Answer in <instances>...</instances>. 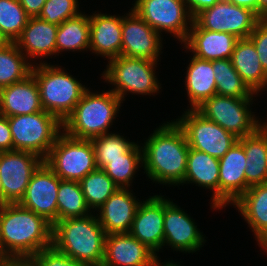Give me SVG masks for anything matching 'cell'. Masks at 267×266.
Segmentation results:
<instances>
[{
	"label": "cell",
	"instance_id": "1",
	"mask_svg": "<svg viewBox=\"0 0 267 266\" xmlns=\"http://www.w3.org/2000/svg\"><path fill=\"white\" fill-rule=\"evenodd\" d=\"M142 145V166L147 177L158 184L181 185L187 169L189 146L176 121L160 125Z\"/></svg>",
	"mask_w": 267,
	"mask_h": 266
},
{
	"label": "cell",
	"instance_id": "2",
	"mask_svg": "<svg viewBox=\"0 0 267 266\" xmlns=\"http://www.w3.org/2000/svg\"><path fill=\"white\" fill-rule=\"evenodd\" d=\"M53 225L18 203L0 205V250L4 258L31 259L52 246Z\"/></svg>",
	"mask_w": 267,
	"mask_h": 266
},
{
	"label": "cell",
	"instance_id": "3",
	"mask_svg": "<svg viewBox=\"0 0 267 266\" xmlns=\"http://www.w3.org/2000/svg\"><path fill=\"white\" fill-rule=\"evenodd\" d=\"M106 235L94 214L66 218L53 225L52 245L87 266H101Z\"/></svg>",
	"mask_w": 267,
	"mask_h": 266
},
{
	"label": "cell",
	"instance_id": "4",
	"mask_svg": "<svg viewBox=\"0 0 267 266\" xmlns=\"http://www.w3.org/2000/svg\"><path fill=\"white\" fill-rule=\"evenodd\" d=\"M122 103L110 89L94 93L88 88L62 123V130L71 137L88 140L110 133V126L116 120Z\"/></svg>",
	"mask_w": 267,
	"mask_h": 266
},
{
	"label": "cell",
	"instance_id": "5",
	"mask_svg": "<svg viewBox=\"0 0 267 266\" xmlns=\"http://www.w3.org/2000/svg\"><path fill=\"white\" fill-rule=\"evenodd\" d=\"M41 60L33 64L31 74L38 85L44 111L55 115L62 123L73 112L88 89L59 65Z\"/></svg>",
	"mask_w": 267,
	"mask_h": 266
},
{
	"label": "cell",
	"instance_id": "6",
	"mask_svg": "<svg viewBox=\"0 0 267 266\" xmlns=\"http://www.w3.org/2000/svg\"><path fill=\"white\" fill-rule=\"evenodd\" d=\"M158 61L144 58L119 56L108 61L102 77L106 83L114 85L110 89L121 101L126 94L154 95L159 93L161 84L155 74ZM160 84V85H159Z\"/></svg>",
	"mask_w": 267,
	"mask_h": 266
},
{
	"label": "cell",
	"instance_id": "7",
	"mask_svg": "<svg viewBox=\"0 0 267 266\" xmlns=\"http://www.w3.org/2000/svg\"><path fill=\"white\" fill-rule=\"evenodd\" d=\"M13 138V150L28 151L45 159L61 129L62 122L47 111L7 117Z\"/></svg>",
	"mask_w": 267,
	"mask_h": 266
},
{
	"label": "cell",
	"instance_id": "8",
	"mask_svg": "<svg viewBox=\"0 0 267 266\" xmlns=\"http://www.w3.org/2000/svg\"><path fill=\"white\" fill-rule=\"evenodd\" d=\"M254 95L257 93H254L250 98L215 94L206 99L196 110L205 118L215 122L240 139L254 133L263 125L250 108L253 104V98L256 97Z\"/></svg>",
	"mask_w": 267,
	"mask_h": 266
},
{
	"label": "cell",
	"instance_id": "9",
	"mask_svg": "<svg viewBox=\"0 0 267 266\" xmlns=\"http://www.w3.org/2000/svg\"><path fill=\"white\" fill-rule=\"evenodd\" d=\"M44 162L61 180L81 181L97 169L90 140L71 137L64 131L57 137Z\"/></svg>",
	"mask_w": 267,
	"mask_h": 266
},
{
	"label": "cell",
	"instance_id": "10",
	"mask_svg": "<svg viewBox=\"0 0 267 266\" xmlns=\"http://www.w3.org/2000/svg\"><path fill=\"white\" fill-rule=\"evenodd\" d=\"M185 133L189 148L222 158L238 141L232 133L205 118L196 109H187L176 119Z\"/></svg>",
	"mask_w": 267,
	"mask_h": 266
},
{
	"label": "cell",
	"instance_id": "11",
	"mask_svg": "<svg viewBox=\"0 0 267 266\" xmlns=\"http://www.w3.org/2000/svg\"><path fill=\"white\" fill-rule=\"evenodd\" d=\"M131 9L160 35L173 34L181 44L193 23L184 0H136Z\"/></svg>",
	"mask_w": 267,
	"mask_h": 266
},
{
	"label": "cell",
	"instance_id": "12",
	"mask_svg": "<svg viewBox=\"0 0 267 266\" xmlns=\"http://www.w3.org/2000/svg\"><path fill=\"white\" fill-rule=\"evenodd\" d=\"M261 18L251 9L237 6L228 0H219L212 7L202 10L193 21L208 31L227 32L239 39L250 36Z\"/></svg>",
	"mask_w": 267,
	"mask_h": 266
},
{
	"label": "cell",
	"instance_id": "13",
	"mask_svg": "<svg viewBox=\"0 0 267 266\" xmlns=\"http://www.w3.org/2000/svg\"><path fill=\"white\" fill-rule=\"evenodd\" d=\"M44 162L39 155L20 150L0 152V180L3 204L18 203L33 173Z\"/></svg>",
	"mask_w": 267,
	"mask_h": 266
},
{
	"label": "cell",
	"instance_id": "14",
	"mask_svg": "<svg viewBox=\"0 0 267 266\" xmlns=\"http://www.w3.org/2000/svg\"><path fill=\"white\" fill-rule=\"evenodd\" d=\"M61 178L45 162L33 173L24 196L18 204L44 217L54 225L57 222V197Z\"/></svg>",
	"mask_w": 267,
	"mask_h": 266
},
{
	"label": "cell",
	"instance_id": "15",
	"mask_svg": "<svg viewBox=\"0 0 267 266\" xmlns=\"http://www.w3.org/2000/svg\"><path fill=\"white\" fill-rule=\"evenodd\" d=\"M195 224L190 215L164 197L163 247L170 246L173 251L189 254L200 250L206 240Z\"/></svg>",
	"mask_w": 267,
	"mask_h": 266
},
{
	"label": "cell",
	"instance_id": "16",
	"mask_svg": "<svg viewBox=\"0 0 267 266\" xmlns=\"http://www.w3.org/2000/svg\"><path fill=\"white\" fill-rule=\"evenodd\" d=\"M121 36V56L159 61L163 38L132 9L123 15Z\"/></svg>",
	"mask_w": 267,
	"mask_h": 266
},
{
	"label": "cell",
	"instance_id": "17",
	"mask_svg": "<svg viewBox=\"0 0 267 266\" xmlns=\"http://www.w3.org/2000/svg\"><path fill=\"white\" fill-rule=\"evenodd\" d=\"M129 233L157 254L164 241V196L140 202Z\"/></svg>",
	"mask_w": 267,
	"mask_h": 266
},
{
	"label": "cell",
	"instance_id": "18",
	"mask_svg": "<svg viewBox=\"0 0 267 266\" xmlns=\"http://www.w3.org/2000/svg\"><path fill=\"white\" fill-rule=\"evenodd\" d=\"M246 161L239 141L219 159V209L233 204L246 192Z\"/></svg>",
	"mask_w": 267,
	"mask_h": 266
},
{
	"label": "cell",
	"instance_id": "19",
	"mask_svg": "<svg viewBox=\"0 0 267 266\" xmlns=\"http://www.w3.org/2000/svg\"><path fill=\"white\" fill-rule=\"evenodd\" d=\"M157 254L130 233L106 235L101 266H153Z\"/></svg>",
	"mask_w": 267,
	"mask_h": 266
},
{
	"label": "cell",
	"instance_id": "20",
	"mask_svg": "<svg viewBox=\"0 0 267 266\" xmlns=\"http://www.w3.org/2000/svg\"><path fill=\"white\" fill-rule=\"evenodd\" d=\"M130 188H118L96 213L107 235L129 233L135 213L141 201ZM99 215V216H98Z\"/></svg>",
	"mask_w": 267,
	"mask_h": 266
},
{
	"label": "cell",
	"instance_id": "21",
	"mask_svg": "<svg viewBox=\"0 0 267 266\" xmlns=\"http://www.w3.org/2000/svg\"><path fill=\"white\" fill-rule=\"evenodd\" d=\"M238 40L239 38L227 32L201 29L193 21L188 36L182 44H184L185 49L193 53V56L203 60L214 61L231 59Z\"/></svg>",
	"mask_w": 267,
	"mask_h": 266
},
{
	"label": "cell",
	"instance_id": "22",
	"mask_svg": "<svg viewBox=\"0 0 267 266\" xmlns=\"http://www.w3.org/2000/svg\"><path fill=\"white\" fill-rule=\"evenodd\" d=\"M123 16L93 13L89 15V51L107 60L121 56Z\"/></svg>",
	"mask_w": 267,
	"mask_h": 266
},
{
	"label": "cell",
	"instance_id": "23",
	"mask_svg": "<svg viewBox=\"0 0 267 266\" xmlns=\"http://www.w3.org/2000/svg\"><path fill=\"white\" fill-rule=\"evenodd\" d=\"M35 77L0 89V114L6 117L32 114L43 111Z\"/></svg>",
	"mask_w": 267,
	"mask_h": 266
},
{
	"label": "cell",
	"instance_id": "24",
	"mask_svg": "<svg viewBox=\"0 0 267 266\" xmlns=\"http://www.w3.org/2000/svg\"><path fill=\"white\" fill-rule=\"evenodd\" d=\"M58 25L39 17L29 18L21 36L15 41L19 50L29 59L56 55Z\"/></svg>",
	"mask_w": 267,
	"mask_h": 266
},
{
	"label": "cell",
	"instance_id": "25",
	"mask_svg": "<svg viewBox=\"0 0 267 266\" xmlns=\"http://www.w3.org/2000/svg\"><path fill=\"white\" fill-rule=\"evenodd\" d=\"M232 205L243 216L262 247L267 242V183L249 187Z\"/></svg>",
	"mask_w": 267,
	"mask_h": 266
},
{
	"label": "cell",
	"instance_id": "26",
	"mask_svg": "<svg viewBox=\"0 0 267 266\" xmlns=\"http://www.w3.org/2000/svg\"><path fill=\"white\" fill-rule=\"evenodd\" d=\"M194 183L213 191L211 207L219 210V159L189 148L184 184Z\"/></svg>",
	"mask_w": 267,
	"mask_h": 266
},
{
	"label": "cell",
	"instance_id": "27",
	"mask_svg": "<svg viewBox=\"0 0 267 266\" xmlns=\"http://www.w3.org/2000/svg\"><path fill=\"white\" fill-rule=\"evenodd\" d=\"M238 141L246 154V191L249 187L267 183V126L261 125L254 133Z\"/></svg>",
	"mask_w": 267,
	"mask_h": 266
},
{
	"label": "cell",
	"instance_id": "28",
	"mask_svg": "<svg viewBox=\"0 0 267 266\" xmlns=\"http://www.w3.org/2000/svg\"><path fill=\"white\" fill-rule=\"evenodd\" d=\"M231 62L242 80L254 92L266 90L267 73L264 71L254 44L248 39H239L231 56Z\"/></svg>",
	"mask_w": 267,
	"mask_h": 266
},
{
	"label": "cell",
	"instance_id": "29",
	"mask_svg": "<svg viewBox=\"0 0 267 266\" xmlns=\"http://www.w3.org/2000/svg\"><path fill=\"white\" fill-rule=\"evenodd\" d=\"M190 59V63L186 67L184 82L190 109H196L206 99L216 94V82L213 61L199 59L195 56Z\"/></svg>",
	"mask_w": 267,
	"mask_h": 266
},
{
	"label": "cell",
	"instance_id": "30",
	"mask_svg": "<svg viewBox=\"0 0 267 266\" xmlns=\"http://www.w3.org/2000/svg\"><path fill=\"white\" fill-rule=\"evenodd\" d=\"M90 44L89 16L80 13L58 25L56 55L65 51H88Z\"/></svg>",
	"mask_w": 267,
	"mask_h": 266
},
{
	"label": "cell",
	"instance_id": "31",
	"mask_svg": "<svg viewBox=\"0 0 267 266\" xmlns=\"http://www.w3.org/2000/svg\"><path fill=\"white\" fill-rule=\"evenodd\" d=\"M33 64L15 42L0 47V89L25 80L31 75Z\"/></svg>",
	"mask_w": 267,
	"mask_h": 266
},
{
	"label": "cell",
	"instance_id": "32",
	"mask_svg": "<svg viewBox=\"0 0 267 266\" xmlns=\"http://www.w3.org/2000/svg\"><path fill=\"white\" fill-rule=\"evenodd\" d=\"M92 213L86 204L79 181L61 180L57 197V221L85 217Z\"/></svg>",
	"mask_w": 267,
	"mask_h": 266
},
{
	"label": "cell",
	"instance_id": "33",
	"mask_svg": "<svg viewBox=\"0 0 267 266\" xmlns=\"http://www.w3.org/2000/svg\"><path fill=\"white\" fill-rule=\"evenodd\" d=\"M213 71L217 95L250 98L254 94L235 70L231 59L214 60Z\"/></svg>",
	"mask_w": 267,
	"mask_h": 266
},
{
	"label": "cell",
	"instance_id": "34",
	"mask_svg": "<svg viewBox=\"0 0 267 266\" xmlns=\"http://www.w3.org/2000/svg\"><path fill=\"white\" fill-rule=\"evenodd\" d=\"M142 164V148L137 142L123 154V158L107 160V165L103 168V171L119 188H130L132 179H134L135 173L139 171L138 169L143 167Z\"/></svg>",
	"mask_w": 267,
	"mask_h": 266
},
{
	"label": "cell",
	"instance_id": "35",
	"mask_svg": "<svg viewBox=\"0 0 267 266\" xmlns=\"http://www.w3.org/2000/svg\"><path fill=\"white\" fill-rule=\"evenodd\" d=\"M80 182L85 201L89 209L94 212L119 188L115 182L103 171L96 169L88 173Z\"/></svg>",
	"mask_w": 267,
	"mask_h": 266
},
{
	"label": "cell",
	"instance_id": "36",
	"mask_svg": "<svg viewBox=\"0 0 267 266\" xmlns=\"http://www.w3.org/2000/svg\"><path fill=\"white\" fill-rule=\"evenodd\" d=\"M89 140L94 150L98 169H103L107 165V160L123 158V154L135 144L120 134L112 133V131Z\"/></svg>",
	"mask_w": 267,
	"mask_h": 266
},
{
	"label": "cell",
	"instance_id": "37",
	"mask_svg": "<svg viewBox=\"0 0 267 266\" xmlns=\"http://www.w3.org/2000/svg\"><path fill=\"white\" fill-rule=\"evenodd\" d=\"M29 18L18 0H0V31L9 42L21 36Z\"/></svg>",
	"mask_w": 267,
	"mask_h": 266
},
{
	"label": "cell",
	"instance_id": "38",
	"mask_svg": "<svg viewBox=\"0 0 267 266\" xmlns=\"http://www.w3.org/2000/svg\"><path fill=\"white\" fill-rule=\"evenodd\" d=\"M78 0H46L38 16L49 23L60 25L67 19L78 16Z\"/></svg>",
	"mask_w": 267,
	"mask_h": 266
},
{
	"label": "cell",
	"instance_id": "39",
	"mask_svg": "<svg viewBox=\"0 0 267 266\" xmlns=\"http://www.w3.org/2000/svg\"><path fill=\"white\" fill-rule=\"evenodd\" d=\"M31 260L34 266H87L58 251L53 245L42 249Z\"/></svg>",
	"mask_w": 267,
	"mask_h": 266
},
{
	"label": "cell",
	"instance_id": "40",
	"mask_svg": "<svg viewBox=\"0 0 267 266\" xmlns=\"http://www.w3.org/2000/svg\"><path fill=\"white\" fill-rule=\"evenodd\" d=\"M254 44L264 71L267 73V18H261L248 37Z\"/></svg>",
	"mask_w": 267,
	"mask_h": 266
},
{
	"label": "cell",
	"instance_id": "41",
	"mask_svg": "<svg viewBox=\"0 0 267 266\" xmlns=\"http://www.w3.org/2000/svg\"><path fill=\"white\" fill-rule=\"evenodd\" d=\"M13 150V138L9 121L6 116L0 114V152Z\"/></svg>",
	"mask_w": 267,
	"mask_h": 266
},
{
	"label": "cell",
	"instance_id": "42",
	"mask_svg": "<svg viewBox=\"0 0 267 266\" xmlns=\"http://www.w3.org/2000/svg\"><path fill=\"white\" fill-rule=\"evenodd\" d=\"M219 0H184L188 11L194 18L202 10L212 7Z\"/></svg>",
	"mask_w": 267,
	"mask_h": 266
},
{
	"label": "cell",
	"instance_id": "43",
	"mask_svg": "<svg viewBox=\"0 0 267 266\" xmlns=\"http://www.w3.org/2000/svg\"><path fill=\"white\" fill-rule=\"evenodd\" d=\"M26 11L27 15L31 17H38L42 11L46 0H18Z\"/></svg>",
	"mask_w": 267,
	"mask_h": 266
},
{
	"label": "cell",
	"instance_id": "44",
	"mask_svg": "<svg viewBox=\"0 0 267 266\" xmlns=\"http://www.w3.org/2000/svg\"><path fill=\"white\" fill-rule=\"evenodd\" d=\"M0 266H34L31 259L5 258L0 261Z\"/></svg>",
	"mask_w": 267,
	"mask_h": 266
},
{
	"label": "cell",
	"instance_id": "45",
	"mask_svg": "<svg viewBox=\"0 0 267 266\" xmlns=\"http://www.w3.org/2000/svg\"><path fill=\"white\" fill-rule=\"evenodd\" d=\"M228 1L237 6H242L251 9L258 15V0H228Z\"/></svg>",
	"mask_w": 267,
	"mask_h": 266
},
{
	"label": "cell",
	"instance_id": "46",
	"mask_svg": "<svg viewBox=\"0 0 267 266\" xmlns=\"http://www.w3.org/2000/svg\"><path fill=\"white\" fill-rule=\"evenodd\" d=\"M258 16L267 18V0H258Z\"/></svg>",
	"mask_w": 267,
	"mask_h": 266
},
{
	"label": "cell",
	"instance_id": "47",
	"mask_svg": "<svg viewBox=\"0 0 267 266\" xmlns=\"http://www.w3.org/2000/svg\"><path fill=\"white\" fill-rule=\"evenodd\" d=\"M159 257L156 258L155 262H154V265L153 266H181L179 265L180 262H178V264L176 262H174L173 260H169V261H164L161 263V260L160 258L158 259ZM160 260V261H159Z\"/></svg>",
	"mask_w": 267,
	"mask_h": 266
},
{
	"label": "cell",
	"instance_id": "48",
	"mask_svg": "<svg viewBox=\"0 0 267 266\" xmlns=\"http://www.w3.org/2000/svg\"><path fill=\"white\" fill-rule=\"evenodd\" d=\"M8 43H9V41L6 39V37L0 31V47H3Z\"/></svg>",
	"mask_w": 267,
	"mask_h": 266
},
{
	"label": "cell",
	"instance_id": "49",
	"mask_svg": "<svg viewBox=\"0 0 267 266\" xmlns=\"http://www.w3.org/2000/svg\"><path fill=\"white\" fill-rule=\"evenodd\" d=\"M0 205H3V189L1 180H0Z\"/></svg>",
	"mask_w": 267,
	"mask_h": 266
},
{
	"label": "cell",
	"instance_id": "50",
	"mask_svg": "<svg viewBox=\"0 0 267 266\" xmlns=\"http://www.w3.org/2000/svg\"><path fill=\"white\" fill-rule=\"evenodd\" d=\"M261 248L264 250V252H267V242Z\"/></svg>",
	"mask_w": 267,
	"mask_h": 266
},
{
	"label": "cell",
	"instance_id": "51",
	"mask_svg": "<svg viewBox=\"0 0 267 266\" xmlns=\"http://www.w3.org/2000/svg\"><path fill=\"white\" fill-rule=\"evenodd\" d=\"M4 259H5V258H4V256H3L1 250H0V261H2V260H4Z\"/></svg>",
	"mask_w": 267,
	"mask_h": 266
}]
</instances>
